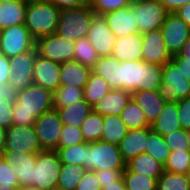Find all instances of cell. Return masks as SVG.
Masks as SVG:
<instances>
[{
  "label": "cell",
  "instance_id": "obj_1",
  "mask_svg": "<svg viewBox=\"0 0 190 190\" xmlns=\"http://www.w3.org/2000/svg\"><path fill=\"white\" fill-rule=\"evenodd\" d=\"M52 108L53 93L41 86L31 84L18 91L12 108V125L34 126L37 118Z\"/></svg>",
  "mask_w": 190,
  "mask_h": 190
},
{
  "label": "cell",
  "instance_id": "obj_2",
  "mask_svg": "<svg viewBox=\"0 0 190 190\" xmlns=\"http://www.w3.org/2000/svg\"><path fill=\"white\" fill-rule=\"evenodd\" d=\"M60 13L51 2L27 4L25 27L35 40L55 34Z\"/></svg>",
  "mask_w": 190,
  "mask_h": 190
},
{
  "label": "cell",
  "instance_id": "obj_3",
  "mask_svg": "<svg viewBox=\"0 0 190 190\" xmlns=\"http://www.w3.org/2000/svg\"><path fill=\"white\" fill-rule=\"evenodd\" d=\"M95 15L90 3L61 10L56 34L73 42L87 37Z\"/></svg>",
  "mask_w": 190,
  "mask_h": 190
},
{
  "label": "cell",
  "instance_id": "obj_4",
  "mask_svg": "<svg viewBox=\"0 0 190 190\" xmlns=\"http://www.w3.org/2000/svg\"><path fill=\"white\" fill-rule=\"evenodd\" d=\"M84 167L91 171L125 169L126 162L123 160L117 145L99 140L87 143Z\"/></svg>",
  "mask_w": 190,
  "mask_h": 190
},
{
  "label": "cell",
  "instance_id": "obj_5",
  "mask_svg": "<svg viewBox=\"0 0 190 190\" xmlns=\"http://www.w3.org/2000/svg\"><path fill=\"white\" fill-rule=\"evenodd\" d=\"M61 165L56 151L44 150L37 153L36 163L32 167L30 186L40 190H55Z\"/></svg>",
  "mask_w": 190,
  "mask_h": 190
},
{
  "label": "cell",
  "instance_id": "obj_6",
  "mask_svg": "<svg viewBox=\"0 0 190 190\" xmlns=\"http://www.w3.org/2000/svg\"><path fill=\"white\" fill-rule=\"evenodd\" d=\"M158 94L165 103H177L180 99L190 97V82L171 60L162 67V84Z\"/></svg>",
  "mask_w": 190,
  "mask_h": 190
},
{
  "label": "cell",
  "instance_id": "obj_7",
  "mask_svg": "<svg viewBox=\"0 0 190 190\" xmlns=\"http://www.w3.org/2000/svg\"><path fill=\"white\" fill-rule=\"evenodd\" d=\"M131 9L135 12L138 33L161 29L169 13L159 0H134Z\"/></svg>",
  "mask_w": 190,
  "mask_h": 190
},
{
  "label": "cell",
  "instance_id": "obj_8",
  "mask_svg": "<svg viewBox=\"0 0 190 190\" xmlns=\"http://www.w3.org/2000/svg\"><path fill=\"white\" fill-rule=\"evenodd\" d=\"M36 40L25 24L14 25L1 30L0 53L8 58L15 57L35 48Z\"/></svg>",
  "mask_w": 190,
  "mask_h": 190
},
{
  "label": "cell",
  "instance_id": "obj_9",
  "mask_svg": "<svg viewBox=\"0 0 190 190\" xmlns=\"http://www.w3.org/2000/svg\"><path fill=\"white\" fill-rule=\"evenodd\" d=\"M36 135L43 150L55 151L63 128L57 109L44 112L34 123Z\"/></svg>",
  "mask_w": 190,
  "mask_h": 190
},
{
  "label": "cell",
  "instance_id": "obj_10",
  "mask_svg": "<svg viewBox=\"0 0 190 190\" xmlns=\"http://www.w3.org/2000/svg\"><path fill=\"white\" fill-rule=\"evenodd\" d=\"M74 44L75 42L55 33L37 39L35 47L41 57L62 64L73 60Z\"/></svg>",
  "mask_w": 190,
  "mask_h": 190
},
{
  "label": "cell",
  "instance_id": "obj_11",
  "mask_svg": "<svg viewBox=\"0 0 190 190\" xmlns=\"http://www.w3.org/2000/svg\"><path fill=\"white\" fill-rule=\"evenodd\" d=\"M164 43L171 56L178 54L190 37V27L175 12H169L161 25Z\"/></svg>",
  "mask_w": 190,
  "mask_h": 190
},
{
  "label": "cell",
  "instance_id": "obj_12",
  "mask_svg": "<svg viewBox=\"0 0 190 190\" xmlns=\"http://www.w3.org/2000/svg\"><path fill=\"white\" fill-rule=\"evenodd\" d=\"M36 47L30 51L9 58L10 72L8 84L17 91L33 84V67L37 57Z\"/></svg>",
  "mask_w": 190,
  "mask_h": 190
},
{
  "label": "cell",
  "instance_id": "obj_13",
  "mask_svg": "<svg viewBox=\"0 0 190 190\" xmlns=\"http://www.w3.org/2000/svg\"><path fill=\"white\" fill-rule=\"evenodd\" d=\"M40 153L44 151L39 143L34 126L11 125L6 128L5 151Z\"/></svg>",
  "mask_w": 190,
  "mask_h": 190
},
{
  "label": "cell",
  "instance_id": "obj_14",
  "mask_svg": "<svg viewBox=\"0 0 190 190\" xmlns=\"http://www.w3.org/2000/svg\"><path fill=\"white\" fill-rule=\"evenodd\" d=\"M87 38L96 49L99 57L112 55L116 37L108 28L103 15H95L93 17Z\"/></svg>",
  "mask_w": 190,
  "mask_h": 190
},
{
  "label": "cell",
  "instance_id": "obj_15",
  "mask_svg": "<svg viewBox=\"0 0 190 190\" xmlns=\"http://www.w3.org/2000/svg\"><path fill=\"white\" fill-rule=\"evenodd\" d=\"M142 61L163 66L172 58L164 43L161 29H155L142 34Z\"/></svg>",
  "mask_w": 190,
  "mask_h": 190
},
{
  "label": "cell",
  "instance_id": "obj_16",
  "mask_svg": "<svg viewBox=\"0 0 190 190\" xmlns=\"http://www.w3.org/2000/svg\"><path fill=\"white\" fill-rule=\"evenodd\" d=\"M1 158L17 176L20 189L30 186L32 167L36 163L37 153L4 151Z\"/></svg>",
  "mask_w": 190,
  "mask_h": 190
},
{
  "label": "cell",
  "instance_id": "obj_17",
  "mask_svg": "<svg viewBox=\"0 0 190 190\" xmlns=\"http://www.w3.org/2000/svg\"><path fill=\"white\" fill-rule=\"evenodd\" d=\"M33 84L54 93L60 87V64L37 54L33 67Z\"/></svg>",
  "mask_w": 190,
  "mask_h": 190
},
{
  "label": "cell",
  "instance_id": "obj_18",
  "mask_svg": "<svg viewBox=\"0 0 190 190\" xmlns=\"http://www.w3.org/2000/svg\"><path fill=\"white\" fill-rule=\"evenodd\" d=\"M103 16L116 38L138 33L135 12L130 6L110 11Z\"/></svg>",
  "mask_w": 190,
  "mask_h": 190
},
{
  "label": "cell",
  "instance_id": "obj_19",
  "mask_svg": "<svg viewBox=\"0 0 190 190\" xmlns=\"http://www.w3.org/2000/svg\"><path fill=\"white\" fill-rule=\"evenodd\" d=\"M142 46L143 39L140 33L116 38L112 56L120 62L142 60Z\"/></svg>",
  "mask_w": 190,
  "mask_h": 190
},
{
  "label": "cell",
  "instance_id": "obj_20",
  "mask_svg": "<svg viewBox=\"0 0 190 190\" xmlns=\"http://www.w3.org/2000/svg\"><path fill=\"white\" fill-rule=\"evenodd\" d=\"M131 99V93L121 89H111L92 106V111L102 115H119Z\"/></svg>",
  "mask_w": 190,
  "mask_h": 190
},
{
  "label": "cell",
  "instance_id": "obj_21",
  "mask_svg": "<svg viewBox=\"0 0 190 190\" xmlns=\"http://www.w3.org/2000/svg\"><path fill=\"white\" fill-rule=\"evenodd\" d=\"M148 140V127L136 130H128L123 140L118 145L121 156L125 162L145 153Z\"/></svg>",
  "mask_w": 190,
  "mask_h": 190
},
{
  "label": "cell",
  "instance_id": "obj_22",
  "mask_svg": "<svg viewBox=\"0 0 190 190\" xmlns=\"http://www.w3.org/2000/svg\"><path fill=\"white\" fill-rule=\"evenodd\" d=\"M92 68L81 65L75 60L66 61L60 64V86L85 87L89 80Z\"/></svg>",
  "mask_w": 190,
  "mask_h": 190
},
{
  "label": "cell",
  "instance_id": "obj_23",
  "mask_svg": "<svg viewBox=\"0 0 190 190\" xmlns=\"http://www.w3.org/2000/svg\"><path fill=\"white\" fill-rule=\"evenodd\" d=\"M131 98L143 110L145 118L150 125L159 117L165 105L158 91L141 90L131 93Z\"/></svg>",
  "mask_w": 190,
  "mask_h": 190
},
{
  "label": "cell",
  "instance_id": "obj_24",
  "mask_svg": "<svg viewBox=\"0 0 190 190\" xmlns=\"http://www.w3.org/2000/svg\"><path fill=\"white\" fill-rule=\"evenodd\" d=\"M92 73L102 77L111 89H121L120 61L112 55L99 57L92 67Z\"/></svg>",
  "mask_w": 190,
  "mask_h": 190
},
{
  "label": "cell",
  "instance_id": "obj_25",
  "mask_svg": "<svg viewBox=\"0 0 190 190\" xmlns=\"http://www.w3.org/2000/svg\"><path fill=\"white\" fill-rule=\"evenodd\" d=\"M151 129L161 136L181 129L177 103H165L161 114L151 124Z\"/></svg>",
  "mask_w": 190,
  "mask_h": 190
},
{
  "label": "cell",
  "instance_id": "obj_26",
  "mask_svg": "<svg viewBox=\"0 0 190 190\" xmlns=\"http://www.w3.org/2000/svg\"><path fill=\"white\" fill-rule=\"evenodd\" d=\"M162 67L139 60L138 91H158L162 84Z\"/></svg>",
  "mask_w": 190,
  "mask_h": 190
},
{
  "label": "cell",
  "instance_id": "obj_27",
  "mask_svg": "<svg viewBox=\"0 0 190 190\" xmlns=\"http://www.w3.org/2000/svg\"><path fill=\"white\" fill-rule=\"evenodd\" d=\"M124 171H132L158 179L164 172V165L149 154L142 153L126 162Z\"/></svg>",
  "mask_w": 190,
  "mask_h": 190
},
{
  "label": "cell",
  "instance_id": "obj_28",
  "mask_svg": "<svg viewBox=\"0 0 190 190\" xmlns=\"http://www.w3.org/2000/svg\"><path fill=\"white\" fill-rule=\"evenodd\" d=\"M27 3L22 1H14L9 3H0V29L25 24Z\"/></svg>",
  "mask_w": 190,
  "mask_h": 190
},
{
  "label": "cell",
  "instance_id": "obj_29",
  "mask_svg": "<svg viewBox=\"0 0 190 190\" xmlns=\"http://www.w3.org/2000/svg\"><path fill=\"white\" fill-rule=\"evenodd\" d=\"M63 125L81 127L86 117L92 112V106L84 99L57 109Z\"/></svg>",
  "mask_w": 190,
  "mask_h": 190
},
{
  "label": "cell",
  "instance_id": "obj_30",
  "mask_svg": "<svg viewBox=\"0 0 190 190\" xmlns=\"http://www.w3.org/2000/svg\"><path fill=\"white\" fill-rule=\"evenodd\" d=\"M127 132L128 128L119 115L103 116L102 141L118 146Z\"/></svg>",
  "mask_w": 190,
  "mask_h": 190
},
{
  "label": "cell",
  "instance_id": "obj_31",
  "mask_svg": "<svg viewBox=\"0 0 190 190\" xmlns=\"http://www.w3.org/2000/svg\"><path fill=\"white\" fill-rule=\"evenodd\" d=\"M87 172V169L80 165H67L62 164L60 175L57 181V190H75L77 184L83 175Z\"/></svg>",
  "mask_w": 190,
  "mask_h": 190
},
{
  "label": "cell",
  "instance_id": "obj_32",
  "mask_svg": "<svg viewBox=\"0 0 190 190\" xmlns=\"http://www.w3.org/2000/svg\"><path fill=\"white\" fill-rule=\"evenodd\" d=\"M120 118L125 123L128 130L151 127L145 118L143 110L132 98L120 113Z\"/></svg>",
  "mask_w": 190,
  "mask_h": 190
},
{
  "label": "cell",
  "instance_id": "obj_33",
  "mask_svg": "<svg viewBox=\"0 0 190 190\" xmlns=\"http://www.w3.org/2000/svg\"><path fill=\"white\" fill-rule=\"evenodd\" d=\"M170 148L166 145V142L159 133L153 131L151 127H148V140L145 147V153L152 156L156 161L163 165L170 155Z\"/></svg>",
  "mask_w": 190,
  "mask_h": 190
},
{
  "label": "cell",
  "instance_id": "obj_34",
  "mask_svg": "<svg viewBox=\"0 0 190 190\" xmlns=\"http://www.w3.org/2000/svg\"><path fill=\"white\" fill-rule=\"evenodd\" d=\"M138 75L139 60L120 62L121 90L130 93L138 92Z\"/></svg>",
  "mask_w": 190,
  "mask_h": 190
},
{
  "label": "cell",
  "instance_id": "obj_35",
  "mask_svg": "<svg viewBox=\"0 0 190 190\" xmlns=\"http://www.w3.org/2000/svg\"><path fill=\"white\" fill-rule=\"evenodd\" d=\"M110 90L111 88L108 83L102 77L91 73L83 89L84 99L93 106V104L105 96Z\"/></svg>",
  "mask_w": 190,
  "mask_h": 190
},
{
  "label": "cell",
  "instance_id": "obj_36",
  "mask_svg": "<svg viewBox=\"0 0 190 190\" xmlns=\"http://www.w3.org/2000/svg\"><path fill=\"white\" fill-rule=\"evenodd\" d=\"M81 132L86 143L101 140L103 132V116L92 111L81 124Z\"/></svg>",
  "mask_w": 190,
  "mask_h": 190
},
{
  "label": "cell",
  "instance_id": "obj_37",
  "mask_svg": "<svg viewBox=\"0 0 190 190\" xmlns=\"http://www.w3.org/2000/svg\"><path fill=\"white\" fill-rule=\"evenodd\" d=\"M81 100H84L83 88L71 85L60 86L53 93V108H62Z\"/></svg>",
  "mask_w": 190,
  "mask_h": 190
},
{
  "label": "cell",
  "instance_id": "obj_38",
  "mask_svg": "<svg viewBox=\"0 0 190 190\" xmlns=\"http://www.w3.org/2000/svg\"><path fill=\"white\" fill-rule=\"evenodd\" d=\"M99 59L96 49L92 46L87 37L75 41L73 60L81 65L92 68Z\"/></svg>",
  "mask_w": 190,
  "mask_h": 190
},
{
  "label": "cell",
  "instance_id": "obj_39",
  "mask_svg": "<svg viewBox=\"0 0 190 190\" xmlns=\"http://www.w3.org/2000/svg\"><path fill=\"white\" fill-rule=\"evenodd\" d=\"M190 168L189 149L171 151L164 164V171L187 175Z\"/></svg>",
  "mask_w": 190,
  "mask_h": 190
},
{
  "label": "cell",
  "instance_id": "obj_40",
  "mask_svg": "<svg viewBox=\"0 0 190 190\" xmlns=\"http://www.w3.org/2000/svg\"><path fill=\"white\" fill-rule=\"evenodd\" d=\"M87 143L81 142L71 147L57 148L55 151L60 157L62 164L80 165L84 167V160H86Z\"/></svg>",
  "mask_w": 190,
  "mask_h": 190
},
{
  "label": "cell",
  "instance_id": "obj_41",
  "mask_svg": "<svg viewBox=\"0 0 190 190\" xmlns=\"http://www.w3.org/2000/svg\"><path fill=\"white\" fill-rule=\"evenodd\" d=\"M156 190H190V181L185 174L164 171L157 179Z\"/></svg>",
  "mask_w": 190,
  "mask_h": 190
},
{
  "label": "cell",
  "instance_id": "obj_42",
  "mask_svg": "<svg viewBox=\"0 0 190 190\" xmlns=\"http://www.w3.org/2000/svg\"><path fill=\"white\" fill-rule=\"evenodd\" d=\"M127 190H156L157 178L132 171H124L122 175Z\"/></svg>",
  "mask_w": 190,
  "mask_h": 190
},
{
  "label": "cell",
  "instance_id": "obj_43",
  "mask_svg": "<svg viewBox=\"0 0 190 190\" xmlns=\"http://www.w3.org/2000/svg\"><path fill=\"white\" fill-rule=\"evenodd\" d=\"M134 0H90L91 8L96 15L131 6Z\"/></svg>",
  "mask_w": 190,
  "mask_h": 190
},
{
  "label": "cell",
  "instance_id": "obj_44",
  "mask_svg": "<svg viewBox=\"0 0 190 190\" xmlns=\"http://www.w3.org/2000/svg\"><path fill=\"white\" fill-rule=\"evenodd\" d=\"M81 142H84V139L80 127L63 125L59 137L58 148L71 147Z\"/></svg>",
  "mask_w": 190,
  "mask_h": 190
},
{
  "label": "cell",
  "instance_id": "obj_45",
  "mask_svg": "<svg viewBox=\"0 0 190 190\" xmlns=\"http://www.w3.org/2000/svg\"><path fill=\"white\" fill-rule=\"evenodd\" d=\"M0 188L4 190L20 188L17 176L3 159L0 160Z\"/></svg>",
  "mask_w": 190,
  "mask_h": 190
},
{
  "label": "cell",
  "instance_id": "obj_46",
  "mask_svg": "<svg viewBox=\"0 0 190 190\" xmlns=\"http://www.w3.org/2000/svg\"><path fill=\"white\" fill-rule=\"evenodd\" d=\"M166 145L170 148L171 151L188 149V140L185 129H179L173 131L171 134L163 136Z\"/></svg>",
  "mask_w": 190,
  "mask_h": 190
},
{
  "label": "cell",
  "instance_id": "obj_47",
  "mask_svg": "<svg viewBox=\"0 0 190 190\" xmlns=\"http://www.w3.org/2000/svg\"><path fill=\"white\" fill-rule=\"evenodd\" d=\"M125 169H102L94 171L95 175L101 185V188L113 184L122 178Z\"/></svg>",
  "mask_w": 190,
  "mask_h": 190
},
{
  "label": "cell",
  "instance_id": "obj_48",
  "mask_svg": "<svg viewBox=\"0 0 190 190\" xmlns=\"http://www.w3.org/2000/svg\"><path fill=\"white\" fill-rule=\"evenodd\" d=\"M179 122L182 129L190 128V97L180 99L177 102Z\"/></svg>",
  "mask_w": 190,
  "mask_h": 190
},
{
  "label": "cell",
  "instance_id": "obj_49",
  "mask_svg": "<svg viewBox=\"0 0 190 190\" xmlns=\"http://www.w3.org/2000/svg\"><path fill=\"white\" fill-rule=\"evenodd\" d=\"M101 185L95 175L94 171L87 170V172L80 179L75 190H101Z\"/></svg>",
  "mask_w": 190,
  "mask_h": 190
},
{
  "label": "cell",
  "instance_id": "obj_50",
  "mask_svg": "<svg viewBox=\"0 0 190 190\" xmlns=\"http://www.w3.org/2000/svg\"><path fill=\"white\" fill-rule=\"evenodd\" d=\"M12 108L13 104L0 99V126L9 128L12 125Z\"/></svg>",
  "mask_w": 190,
  "mask_h": 190
},
{
  "label": "cell",
  "instance_id": "obj_51",
  "mask_svg": "<svg viewBox=\"0 0 190 190\" xmlns=\"http://www.w3.org/2000/svg\"><path fill=\"white\" fill-rule=\"evenodd\" d=\"M60 11L77 8L90 3V0H50Z\"/></svg>",
  "mask_w": 190,
  "mask_h": 190
},
{
  "label": "cell",
  "instance_id": "obj_52",
  "mask_svg": "<svg viewBox=\"0 0 190 190\" xmlns=\"http://www.w3.org/2000/svg\"><path fill=\"white\" fill-rule=\"evenodd\" d=\"M18 91L8 83L0 84V99L13 104L16 101Z\"/></svg>",
  "mask_w": 190,
  "mask_h": 190
},
{
  "label": "cell",
  "instance_id": "obj_53",
  "mask_svg": "<svg viewBox=\"0 0 190 190\" xmlns=\"http://www.w3.org/2000/svg\"><path fill=\"white\" fill-rule=\"evenodd\" d=\"M171 61L178 67L183 76L190 82V60H184L178 54H176L172 56Z\"/></svg>",
  "mask_w": 190,
  "mask_h": 190
},
{
  "label": "cell",
  "instance_id": "obj_54",
  "mask_svg": "<svg viewBox=\"0 0 190 190\" xmlns=\"http://www.w3.org/2000/svg\"><path fill=\"white\" fill-rule=\"evenodd\" d=\"M10 76L9 58L0 53V84L8 83Z\"/></svg>",
  "mask_w": 190,
  "mask_h": 190
},
{
  "label": "cell",
  "instance_id": "obj_55",
  "mask_svg": "<svg viewBox=\"0 0 190 190\" xmlns=\"http://www.w3.org/2000/svg\"><path fill=\"white\" fill-rule=\"evenodd\" d=\"M159 1L163 4L164 8L168 12H175L183 5L190 3V0H159Z\"/></svg>",
  "mask_w": 190,
  "mask_h": 190
},
{
  "label": "cell",
  "instance_id": "obj_56",
  "mask_svg": "<svg viewBox=\"0 0 190 190\" xmlns=\"http://www.w3.org/2000/svg\"><path fill=\"white\" fill-rule=\"evenodd\" d=\"M178 16L184 20L190 27V3L183 5L175 11Z\"/></svg>",
  "mask_w": 190,
  "mask_h": 190
},
{
  "label": "cell",
  "instance_id": "obj_57",
  "mask_svg": "<svg viewBox=\"0 0 190 190\" xmlns=\"http://www.w3.org/2000/svg\"><path fill=\"white\" fill-rule=\"evenodd\" d=\"M101 190H127L123 178L119 181L103 187Z\"/></svg>",
  "mask_w": 190,
  "mask_h": 190
},
{
  "label": "cell",
  "instance_id": "obj_58",
  "mask_svg": "<svg viewBox=\"0 0 190 190\" xmlns=\"http://www.w3.org/2000/svg\"><path fill=\"white\" fill-rule=\"evenodd\" d=\"M178 55L184 59V60H190V37L188 40L185 42L183 48L181 51L178 53Z\"/></svg>",
  "mask_w": 190,
  "mask_h": 190
},
{
  "label": "cell",
  "instance_id": "obj_59",
  "mask_svg": "<svg viewBox=\"0 0 190 190\" xmlns=\"http://www.w3.org/2000/svg\"><path fill=\"white\" fill-rule=\"evenodd\" d=\"M6 146V128L0 126V156L5 151Z\"/></svg>",
  "mask_w": 190,
  "mask_h": 190
},
{
  "label": "cell",
  "instance_id": "obj_60",
  "mask_svg": "<svg viewBox=\"0 0 190 190\" xmlns=\"http://www.w3.org/2000/svg\"><path fill=\"white\" fill-rule=\"evenodd\" d=\"M24 1H25L27 4L50 2V0H24Z\"/></svg>",
  "mask_w": 190,
  "mask_h": 190
},
{
  "label": "cell",
  "instance_id": "obj_61",
  "mask_svg": "<svg viewBox=\"0 0 190 190\" xmlns=\"http://www.w3.org/2000/svg\"><path fill=\"white\" fill-rule=\"evenodd\" d=\"M186 134H187V140H188V149L190 151V128L186 129Z\"/></svg>",
  "mask_w": 190,
  "mask_h": 190
},
{
  "label": "cell",
  "instance_id": "obj_62",
  "mask_svg": "<svg viewBox=\"0 0 190 190\" xmlns=\"http://www.w3.org/2000/svg\"><path fill=\"white\" fill-rule=\"evenodd\" d=\"M20 190H40V189H38L37 187H34V186H29V187L21 188Z\"/></svg>",
  "mask_w": 190,
  "mask_h": 190
},
{
  "label": "cell",
  "instance_id": "obj_63",
  "mask_svg": "<svg viewBox=\"0 0 190 190\" xmlns=\"http://www.w3.org/2000/svg\"><path fill=\"white\" fill-rule=\"evenodd\" d=\"M14 1H22V0H0V3L1 2L9 3V2H14Z\"/></svg>",
  "mask_w": 190,
  "mask_h": 190
},
{
  "label": "cell",
  "instance_id": "obj_64",
  "mask_svg": "<svg viewBox=\"0 0 190 190\" xmlns=\"http://www.w3.org/2000/svg\"><path fill=\"white\" fill-rule=\"evenodd\" d=\"M0 190H4V189L0 188ZM9 190H20V188H11Z\"/></svg>",
  "mask_w": 190,
  "mask_h": 190
},
{
  "label": "cell",
  "instance_id": "obj_65",
  "mask_svg": "<svg viewBox=\"0 0 190 190\" xmlns=\"http://www.w3.org/2000/svg\"><path fill=\"white\" fill-rule=\"evenodd\" d=\"M187 176H188V179H189V181H190V168H189V170H188Z\"/></svg>",
  "mask_w": 190,
  "mask_h": 190
}]
</instances>
